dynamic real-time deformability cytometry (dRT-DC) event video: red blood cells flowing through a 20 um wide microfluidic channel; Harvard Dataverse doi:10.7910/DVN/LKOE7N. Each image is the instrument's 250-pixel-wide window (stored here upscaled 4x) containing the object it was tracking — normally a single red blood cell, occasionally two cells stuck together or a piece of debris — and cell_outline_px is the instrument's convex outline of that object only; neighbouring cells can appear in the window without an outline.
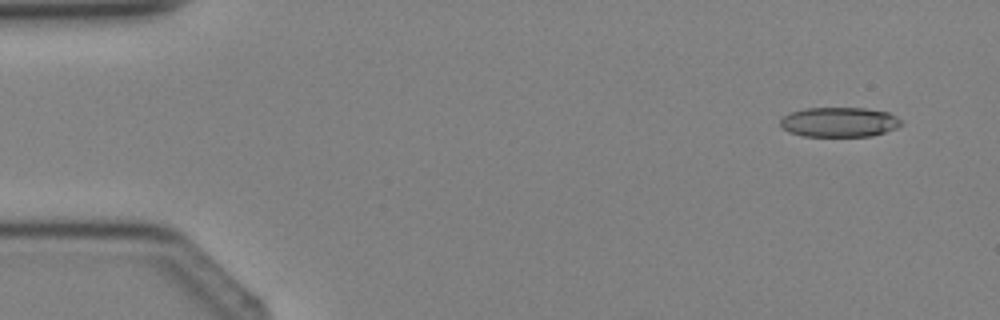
{"species": "Egyptian fruit bat (a non-hibernating species)", "species_latin": "Rousettus aegyptiacus", "temperature_condition": "cold", "stored_images_in_passage": 3, "camera_frame_rate_fps": 3000, "um_per_image_px": 0.085, "animal": {"sex": "female"}, "frame": {"image": 1, "passage_image": 1, "time_ms": 0.0, "image_size_px": [1000, 320], "cell_outline_px": [[900, 124], [896, 128], [872, 136], [804, 136], [788, 132], [780, 124], [780, 120], [788, 112], [804, 108], [864, 108], [888, 112], [896, 116], [900, 120]], "centroid_in_image_um": [71.3, 10.37], "position_along_channel_um": 13.7, "area_um2": 20.92}}